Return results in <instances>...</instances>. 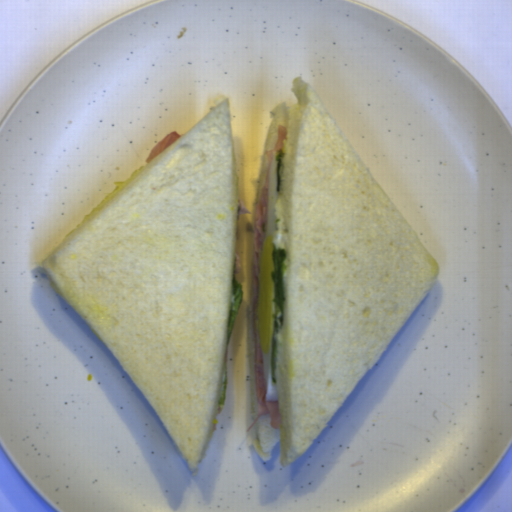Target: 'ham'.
Instances as JSON below:
<instances>
[{
    "label": "ham",
    "mask_w": 512,
    "mask_h": 512,
    "mask_svg": "<svg viewBox=\"0 0 512 512\" xmlns=\"http://www.w3.org/2000/svg\"><path fill=\"white\" fill-rule=\"evenodd\" d=\"M235 271L234 274H239L241 271V263H240V255L239 252L236 251V255L234 257Z\"/></svg>",
    "instance_id": "4e895bc4"
},
{
    "label": "ham",
    "mask_w": 512,
    "mask_h": 512,
    "mask_svg": "<svg viewBox=\"0 0 512 512\" xmlns=\"http://www.w3.org/2000/svg\"><path fill=\"white\" fill-rule=\"evenodd\" d=\"M242 214H251L240 198H237V222Z\"/></svg>",
    "instance_id": "d13d27c6"
},
{
    "label": "ham",
    "mask_w": 512,
    "mask_h": 512,
    "mask_svg": "<svg viewBox=\"0 0 512 512\" xmlns=\"http://www.w3.org/2000/svg\"><path fill=\"white\" fill-rule=\"evenodd\" d=\"M181 138V134L177 131H172L166 136H164L160 141H158L150 150L146 163H150L162 153L167 151L174 143H176Z\"/></svg>",
    "instance_id": "09b19980"
},
{
    "label": "ham",
    "mask_w": 512,
    "mask_h": 512,
    "mask_svg": "<svg viewBox=\"0 0 512 512\" xmlns=\"http://www.w3.org/2000/svg\"><path fill=\"white\" fill-rule=\"evenodd\" d=\"M287 130L284 125L278 126L276 144L271 151L264 152L269 161L264 187L260 193L259 199L254 211L252 235H253V294H252V323H253V344L255 358V374H256V392H257V415L247 433L254 427L258 419L269 414V424L272 429H278L282 424V417L279 409V398L276 402H266L264 392V375H263V358L261 352L260 338L258 332V301L260 287V263L263 251L265 231L267 225V209H268V191L270 171L273 163L274 152L278 155L279 150H283V142L286 138Z\"/></svg>",
    "instance_id": "37f43c06"
}]
</instances>
